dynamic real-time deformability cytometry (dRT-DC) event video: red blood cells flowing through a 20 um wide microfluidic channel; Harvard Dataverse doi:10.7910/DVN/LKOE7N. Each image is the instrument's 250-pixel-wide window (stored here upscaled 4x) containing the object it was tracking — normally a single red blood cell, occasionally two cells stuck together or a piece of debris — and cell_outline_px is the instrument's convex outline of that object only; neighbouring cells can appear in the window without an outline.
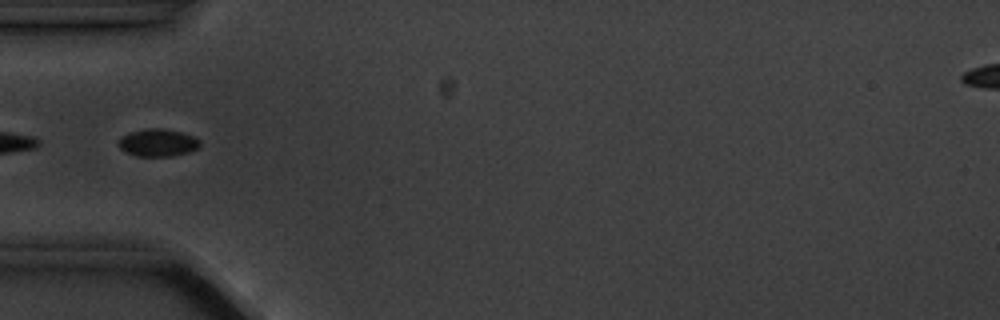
{"species": "common noctule bat (a hibernating species)", "species_latin": "Nyctalus noctula", "temperature_condition": "cold", "stored_images_in_passage": 9, "camera_frame_rate_fps": 3000, "um_per_image_px": 0.085, "animal": {"sex": "male", "body_mass_g": 20.1, "forearm_length_mm": 53.5}, "frame": {"image": 1, "passage_image": 3, "time_ms": 2.333, "image_size_px": [1000, 320], "cell_outline_px": [[200, 144], [196, 148], [188, 152], [172, 156], [136, 156], [120, 148], [116, 144], [116, 140], [120, 136], [128, 132], [148, 128], [160, 128], [180, 132], [192, 136], [200, 140]], "centroid_in_image_um": [13.34, 12.12], "position_along_channel_um": 71.7, "area_um2": 13.06}}